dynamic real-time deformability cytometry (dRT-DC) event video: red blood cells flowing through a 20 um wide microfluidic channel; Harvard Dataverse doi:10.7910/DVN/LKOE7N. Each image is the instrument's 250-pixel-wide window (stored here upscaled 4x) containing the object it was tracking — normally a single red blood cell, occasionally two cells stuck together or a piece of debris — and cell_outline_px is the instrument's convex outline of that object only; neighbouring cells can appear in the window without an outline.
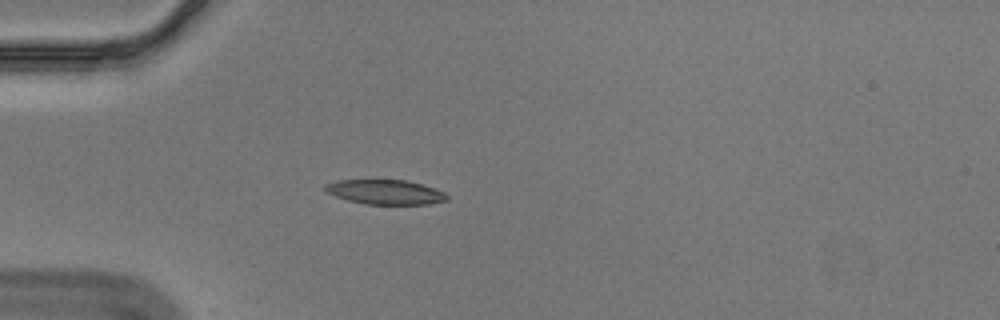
{"species": "Egyptian fruit bat (a non-hibernating species)", "species_latin": "Rousettus aegyptiacus", "temperature_condition": "cold", "stored_images_in_passage": 41, "camera_frame_rate_fps": 3000, "um_per_image_px": 0.085, "animal": {"sex": "male"}, "frame": {"image": 1, "passage_image": 1, "time_ms": 0.0, "image_size_px": [1000, 320], "cell_outline_px": [[448, 200], [428, 204], [364, 204], [348, 200], [324, 192], [324, 184], [336, 180], [408, 180], [436, 188], [444, 192], [448, 196]], "centroid_in_image_um": [32.74, 16.32], "position_along_channel_um": 52.3, "area_um2": 17.63}}
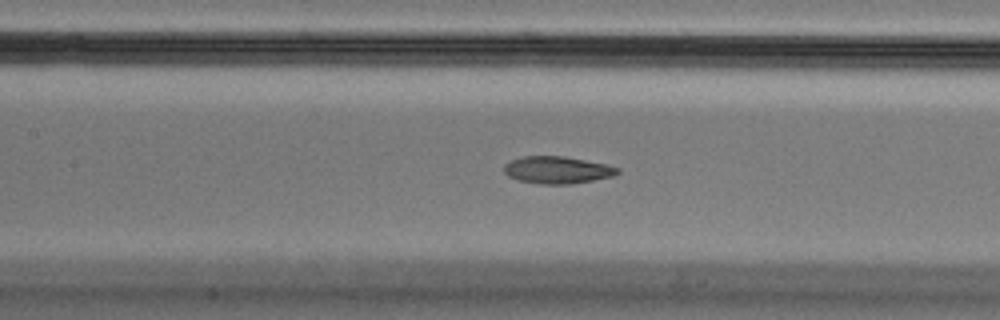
{"frame": {"image": 2, "passage_image": 11, "time_ms": 3.333, "image_size_px": [1000, 320], "cell_outline_px": [[620, 172], [612, 176], [572, 184], [540, 184], [520, 180], [508, 176], [504, 172], [504, 164], [512, 160], [524, 156], [564, 156], [608, 164], [620, 168]], "centroid_in_image_um": [47.39, 14.44], "position_along_channel_um": 160.0, "area_um2": 17.98}}
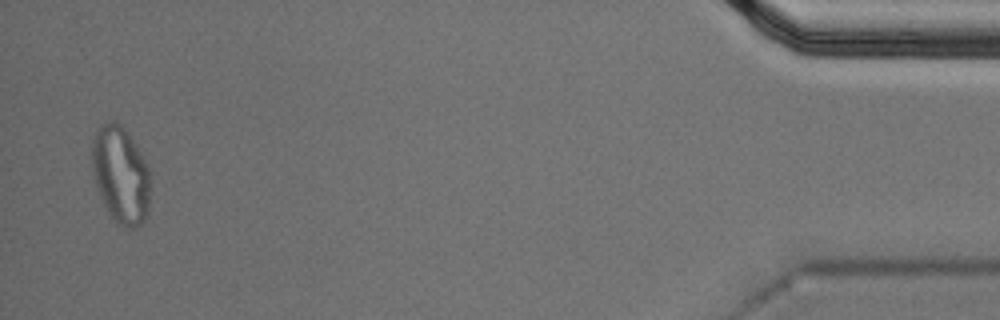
{"frame": {"image": 3, "passage_image": 40, "time_ms": 13.0, "image_size_px": [1000, 320], "cell_outline_px": [[148, 212], [144, 220], [136, 228], [128, 228], [120, 224], [108, 212], [100, 196], [96, 184], [92, 168], [92, 140], [96, 128], [100, 124], [108, 120], [112, 120], [120, 124], [124, 128], [140, 152], [148, 168]], "centroid_in_image_um": [10.22, 14.82], "position_along_channel_um": 425.0, "area_um2": 32.54}, "authors_computed_cell_mechanics": {"area_um2": 18.7272, "velocity_mm_per_s": 3.5496, "shape_relaxation_time_tau1_ms": null, "shape_relaxation_time_tau2_ms": 6.1115, "deformation_change_tau1": null, "deformation_change_tau2": 0.0807}}